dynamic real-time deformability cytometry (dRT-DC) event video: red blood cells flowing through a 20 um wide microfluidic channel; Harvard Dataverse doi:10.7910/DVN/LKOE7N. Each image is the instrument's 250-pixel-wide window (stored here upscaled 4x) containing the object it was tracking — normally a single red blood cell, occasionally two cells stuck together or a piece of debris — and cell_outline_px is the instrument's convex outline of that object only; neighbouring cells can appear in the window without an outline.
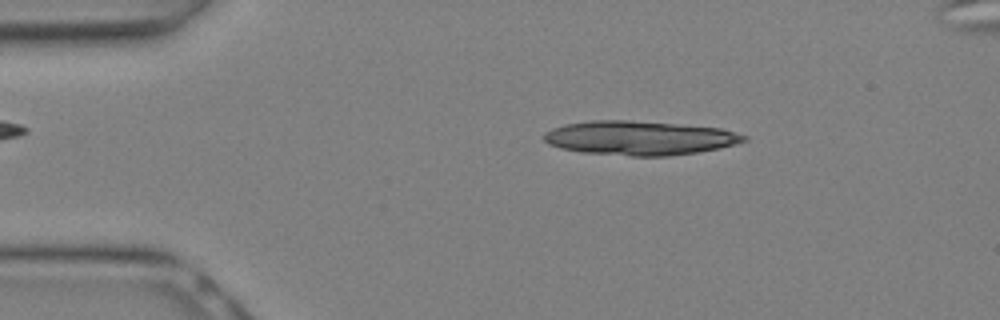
{"species": "Egyptian fruit bat (a non-hibernating species)", "species_latin": "Rousettus aegyptiacus", "temperature_condition": "warm", "stored_images_in_passage": 6, "camera_frame_rate_fps": 3000, "um_per_image_px": 0.085, "animal": {"sex": "female"}, "frame": {"image": 1, "passage_image": 4, "time_ms": 1.0, "image_size_px": [1000, 320], "cell_outline_px": [[740, 140], [728, 144], [712, 148], [692, 152], [644, 156], [568, 148], [556, 144], [548, 140], [548, 136], [560, 128], [576, 124], [664, 124], [712, 128], [728, 132], [740, 136]], "centroid_in_image_um": [54.48, 11.77], "position_along_channel_um": 30.5, "area_um2": 33.41}}